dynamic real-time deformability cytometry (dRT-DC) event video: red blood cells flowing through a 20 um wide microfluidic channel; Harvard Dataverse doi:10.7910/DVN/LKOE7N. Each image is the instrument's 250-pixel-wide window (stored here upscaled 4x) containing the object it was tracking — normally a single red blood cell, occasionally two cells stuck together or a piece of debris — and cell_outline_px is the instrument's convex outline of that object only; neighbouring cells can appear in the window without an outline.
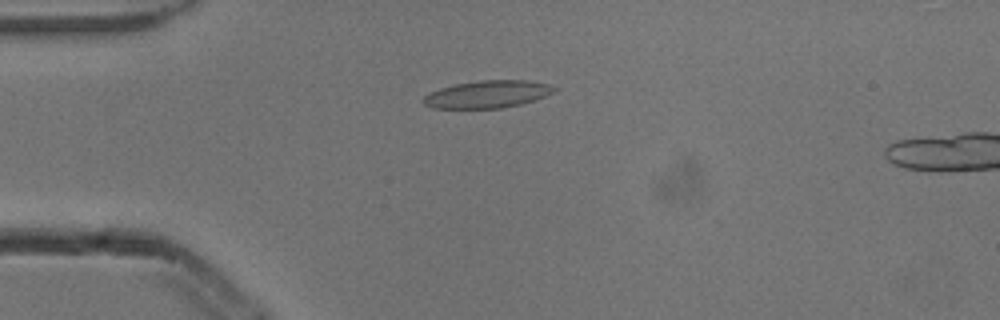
{"species": "common noctule bat (a hibernating species)", "species_latin": "Nyctalus noctula", "temperature_condition": "cold", "stored_images_in_passage": 4, "camera_frame_rate_fps": 3000, "um_per_image_px": 0.085, "animal": {"sex": "male", "body_mass_g": 13.3}, "frame": {"image": 1, "passage_image": 3, "time_ms": 0.667, "image_size_px": [1000, 320], "cell_outline_px": [[556, 88], [552, 92], [544, 96], [520, 104], [500, 108], [432, 108], [424, 104], [420, 100], [428, 92], [440, 88], [456, 84], [480, 80], [528, 80], [548, 84]], "centroid_in_image_um": [41.36, 8.01], "position_along_channel_um": 43.6, "area_um2": 20.75}}